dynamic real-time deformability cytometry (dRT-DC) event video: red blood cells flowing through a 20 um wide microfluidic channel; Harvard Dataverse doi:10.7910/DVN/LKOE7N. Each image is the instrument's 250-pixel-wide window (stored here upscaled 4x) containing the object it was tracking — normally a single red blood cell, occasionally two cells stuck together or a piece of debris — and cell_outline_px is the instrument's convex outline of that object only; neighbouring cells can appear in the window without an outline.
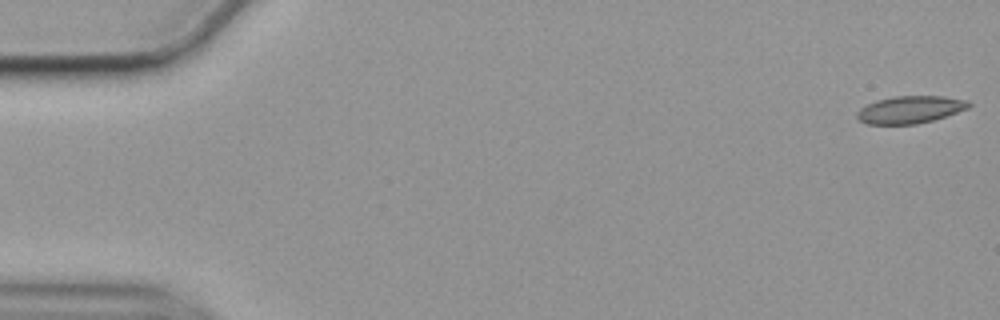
{"species": "common noctule bat (a hibernating species)", "species_latin": "Nyctalus noctula", "temperature_condition": "cold", "stored_images_in_passage": 56, "camera_frame_rate_fps": 3000, "um_per_image_px": 0.085, "animal": {"sex": "female", "body_mass_g": 19.9}, "frame": {"image": 1, "passage_image": 1, "time_ms": 0.0, "image_size_px": [1000, 320], "cell_outline_px": [[972, 104], [968, 108], [932, 120], [916, 124], [868, 124], [856, 120], [856, 112], [860, 108], [876, 100], [892, 96], [944, 96], [968, 100]], "centroid_in_image_um": [77.32, 9.31], "position_along_channel_um": 7.7, "area_um2": 17.86}}
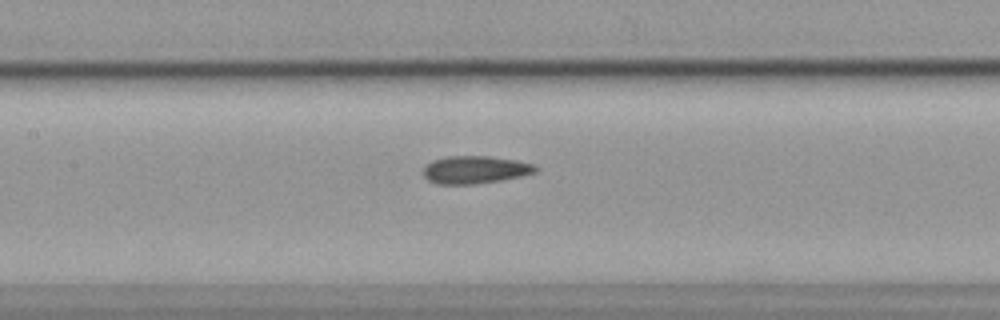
{"frame": {"image": 2, "passage_image": 26, "time_ms": 8.333, "image_size_px": [1000, 320], "cell_outline_px": [[540, 168], [536, 172], [520, 176], [500, 180], [472, 184], [436, 184], [428, 180], [424, 176], [424, 168], [432, 160], [448, 156], [488, 156], [516, 160], [536, 164]], "centroid_in_image_um": [40.41, 14.42], "position_along_channel_um": 167.0, "area_um2": 18.09}}
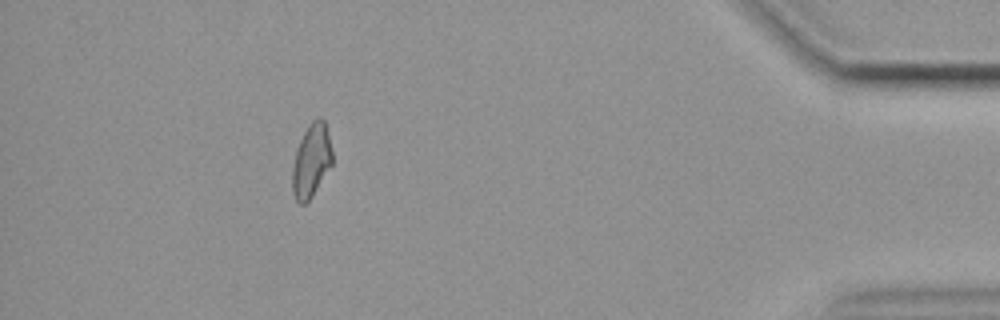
{"frame": {"image": 3, "passage_image": 51, "time_ms": 16.667, "image_size_px": [1000, 320], "cell_outline_px": [[332, 164], [312, 196], [304, 204], [300, 204], [296, 200], [292, 192], [292, 168], [296, 148], [308, 124], [316, 116], [320, 116], [324, 120], [332, 148]], "centroid_in_image_um": [26.45, 13.62], "position_along_channel_um": 408.7, "area_um2": 17.17}, "authors_computed_cell_mechanics": {"area_um2": 17.8891, "velocity_mm_per_s": 3.5544, "shape_relaxation_time_tau1_ms": null, "shape_relaxation_time_tau2_ms": 3.7965, "deformation_change_tau1": null, "deformation_change_tau2": 0.1173}}